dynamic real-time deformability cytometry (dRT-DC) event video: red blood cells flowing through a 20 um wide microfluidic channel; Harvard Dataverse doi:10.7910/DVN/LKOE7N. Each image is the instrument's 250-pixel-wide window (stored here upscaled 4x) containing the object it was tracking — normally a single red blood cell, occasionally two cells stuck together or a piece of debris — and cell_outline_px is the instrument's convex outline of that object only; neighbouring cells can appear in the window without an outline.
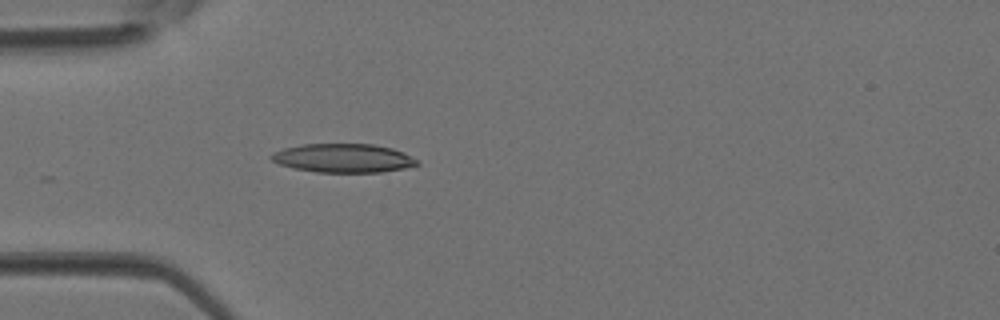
{"species": "Egyptian fruit bat (a non-hibernating species)", "species_latin": "Rousettus aegyptiacus", "temperature_condition": "room temperature", "stored_images_in_passage": 4, "camera_frame_rate_fps": 3000, "um_per_image_px": 0.085, "animal": {"sex": "female"}, "frame": {"image": 1, "passage_image": 4, "time_ms": 1.0, "image_size_px": [1000, 320], "cell_outline_px": [[420, 164], [404, 168], [384, 172], [316, 172], [292, 168], [280, 164], [272, 160], [268, 156], [272, 152], [284, 148], [304, 144], [372, 144], [392, 148], [404, 152], [416, 160]], "centroid_in_image_um": [29.15, 13.44], "position_along_channel_um": 55.8, "area_um2": 24.45}}